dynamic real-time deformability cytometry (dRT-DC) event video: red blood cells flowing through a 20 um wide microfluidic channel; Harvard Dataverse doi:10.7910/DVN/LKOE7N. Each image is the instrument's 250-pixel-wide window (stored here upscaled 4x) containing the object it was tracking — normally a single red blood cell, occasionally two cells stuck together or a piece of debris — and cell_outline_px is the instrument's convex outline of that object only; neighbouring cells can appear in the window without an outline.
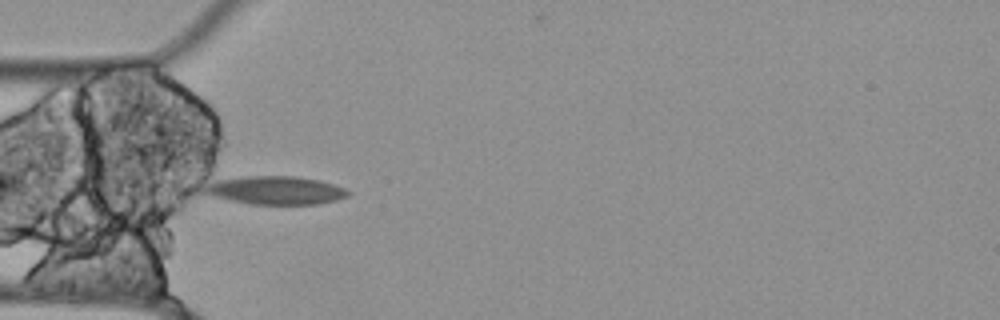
{"species": "Egyptian fruit bat (a non-hibernating species)", "species_latin": "Rousettus aegyptiacus", "temperature_condition": "cold", "stored_images_in_passage": 3, "camera_frame_rate_fps": 3000, "um_per_image_px": 0.085, "animal": {"sex": "female"}, "frame": {"image": 1, "passage_image": 1, "time_ms": 0.0, "image_size_px": [1000, 320], "cell_outline_px": [[352, 192], [348, 196], [336, 200], [316, 204], [252, 204], [232, 200], [216, 196], [204, 192], [204, 188], [208, 184], [216, 180], [244, 176], [292, 176], [320, 180], [344, 188]], "centroid_in_image_um": [23.47, 16.17], "position_along_channel_um": 61.5, "area_um2": 23.35}}